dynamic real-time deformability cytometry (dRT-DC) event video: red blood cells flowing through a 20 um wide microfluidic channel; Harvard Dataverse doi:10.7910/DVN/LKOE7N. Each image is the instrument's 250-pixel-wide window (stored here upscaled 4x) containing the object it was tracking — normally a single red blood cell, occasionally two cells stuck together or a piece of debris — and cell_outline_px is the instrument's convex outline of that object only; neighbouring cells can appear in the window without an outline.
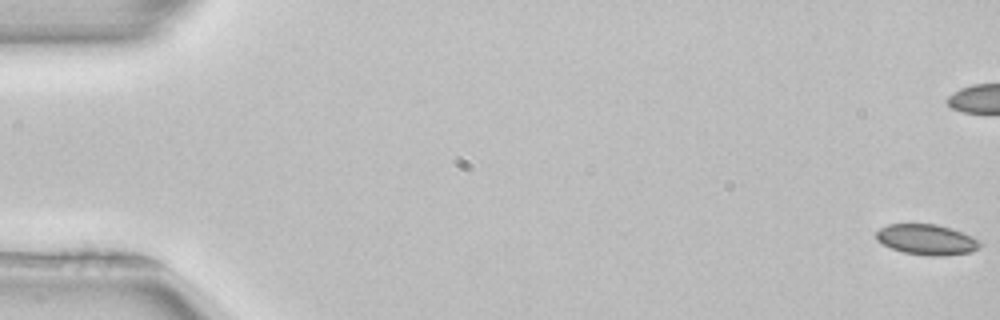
{"species": "common noctule bat (a hibernating species)", "species_latin": "Nyctalus noctula", "temperature_condition": "room temperature", "stored_images_in_passage": 54, "camera_frame_rate_fps": 3000, "um_per_image_px": 0.085, "animal": {"sex": "female", "body_mass_g": 22.7, "forearm_length_mm": 54.2}, "frame": {"image": 1, "passage_image": 1, "time_ms": 0.0, "image_size_px": [1000, 320], "cell_outline_px": [[984, 244], [980, 248], [972, 252], [944, 256], [928, 256], [904, 252], [892, 248], [876, 240], [876, 232], [880, 228], [888, 224], [936, 224], [952, 228], [972, 236], [980, 240]], "centroid_in_image_um": [78.83, 20.37], "position_along_channel_um": 6.2, "area_um2": 18.67}}
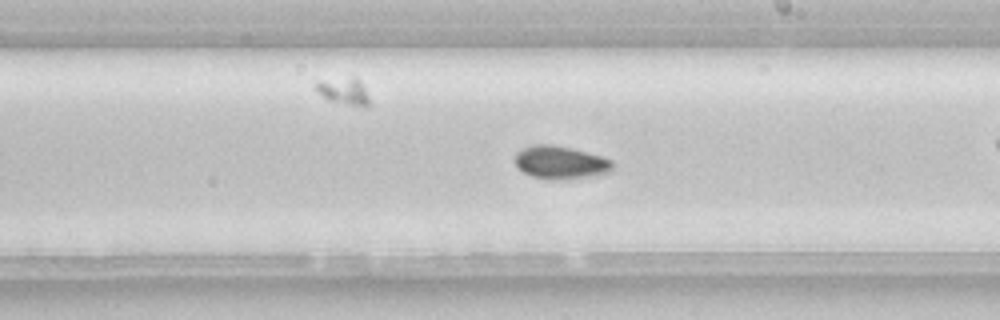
{"frame": {"image": 2, "passage_image": 31, "time_ms": 10.0, "image_size_px": [1000, 320], "cell_outline_px": [[612, 168], [608, 172], [588, 176], [560, 180], [548, 180], [532, 176], [516, 168], [516, 152], [532, 144], [552, 144], [572, 148], [600, 156], [612, 160]], "centroid_in_image_um": [47.59, 13.8], "position_along_channel_um": 241.4, "area_um2": 18.67}, "authors_computed_cell_mechanics": {"area_um2": 18.5249, "velocity_mm_per_s": 3.9306, "shape_relaxation_time_tau1_ms": null, "shape_relaxation_time_tau2_ms": 10.2178, "deformation_change_tau1": null, "deformation_change_tau2": 0.101}}